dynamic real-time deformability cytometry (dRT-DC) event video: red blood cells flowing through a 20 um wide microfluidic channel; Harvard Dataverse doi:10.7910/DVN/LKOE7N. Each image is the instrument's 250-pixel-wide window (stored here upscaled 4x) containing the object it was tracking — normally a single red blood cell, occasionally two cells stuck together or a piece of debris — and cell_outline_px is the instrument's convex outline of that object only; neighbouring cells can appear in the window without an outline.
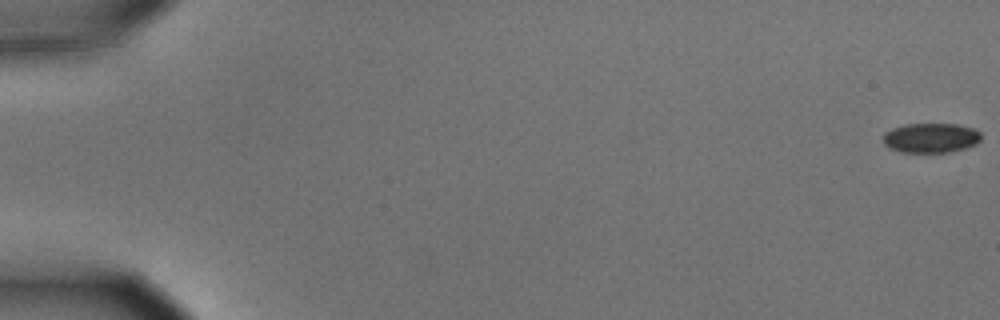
{"species": "common noctule bat (a hibernating species)", "species_latin": "Nyctalus noctula", "temperature_condition": "cold", "stored_images_in_passage": 6, "camera_frame_rate_fps": 3000, "um_per_image_px": 0.085, "animal": {"sex": "male", "body_mass_g": 15.6}, "frame": {"image": 1, "passage_image": 1, "time_ms": 0.0, "image_size_px": [1000, 320], "cell_outline_px": [[980, 140], [976, 144], [964, 148], [948, 152], [900, 152], [884, 144], [884, 132], [892, 128], [904, 124], [956, 124], [972, 128], [980, 132]], "centroid_in_image_um": [79.11, 11.71], "position_along_channel_um": 5.9, "area_um2": 16.82}}